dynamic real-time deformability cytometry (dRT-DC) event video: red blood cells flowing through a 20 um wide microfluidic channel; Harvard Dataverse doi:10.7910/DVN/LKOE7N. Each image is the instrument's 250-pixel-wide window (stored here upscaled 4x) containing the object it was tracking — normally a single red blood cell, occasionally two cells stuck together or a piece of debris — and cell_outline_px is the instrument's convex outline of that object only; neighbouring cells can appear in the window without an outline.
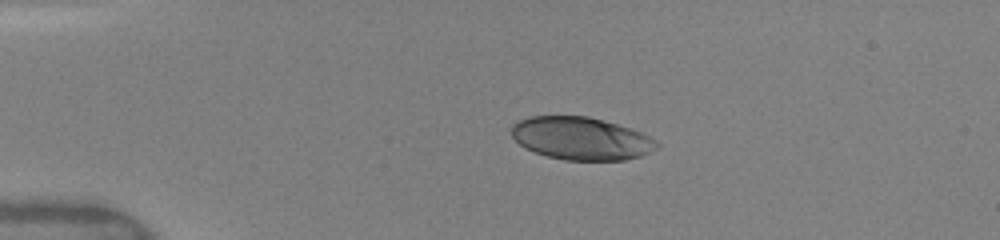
{"species": "human", "species_latin": "Homo sapiens", "temperature_condition": "warm", "stored_images_in_passage": 33, "camera_frame_rate_fps": 3000, "um_per_image_px": 0.085, "donor": {"sex": "female"}, "frame": {"image": 1, "passage_image": 1, "time_ms": 0.0, "image_size_px": [1000, 240], "cell_outline_px": [[660, 144], [656, 148], [640, 156], [624, 160], [564, 160], [548, 156], [524, 148], [512, 136], [512, 124], [528, 116], [588, 116], [632, 128], [656, 140]], "centroid_in_image_um": [49.39, 11.76], "position_along_channel_um": 35.6, "area_um2": 36.07}}
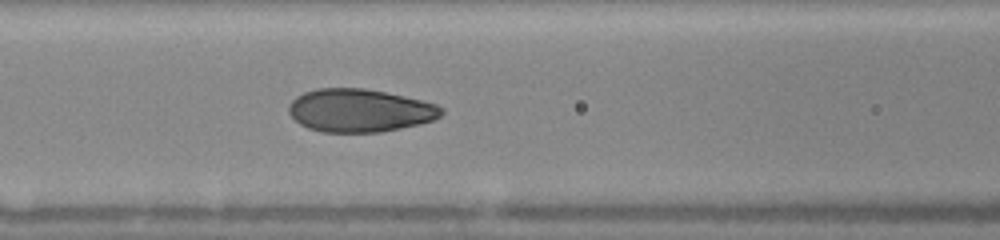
{"frame": {"image": 2, "passage_image": 10, "time_ms": 3.667, "image_size_px": [1000, 240], "cell_outline_px": [[444, 112], [440, 116], [432, 120], [420, 124], [380, 132], [320, 132], [308, 128], [300, 124], [288, 112], [288, 104], [296, 96], [304, 92], [316, 88], [364, 88], [424, 100], [436, 104], [444, 108]], "centroid_in_image_um": [30.57, 9.39], "position_along_channel_um": 136.0, "area_um2": 38.44}}
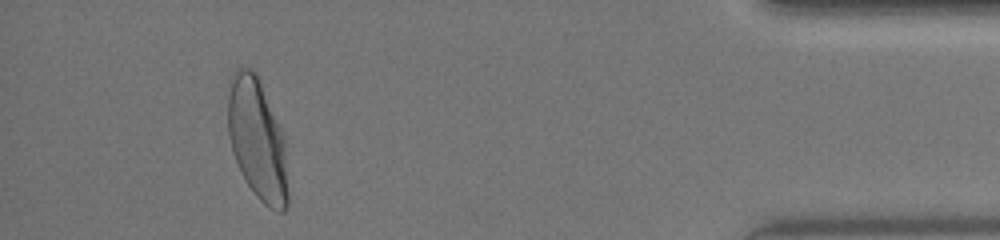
{"frame": {"image": 3, "passage_image": 31, "time_ms": 11.667, "image_size_px": [1000, 240], "cell_outline_px": [[288, 208], [284, 212], [280, 212], [268, 208], [256, 196], [248, 184], [232, 152], [228, 136], [228, 80], [232, 72], [236, 68], [252, 68], [256, 72], [284, 136], [288, 192]], "centroid_in_image_um": [21.86, 11.84], "position_along_channel_um": 413.3, "area_um2": 42.6}, "authors_computed_cell_mechanics": {"area_um2": 38.6682, "velocity_mm_per_s": 4.1144, "shape_relaxation_time_tau1_ms": 3.1715, "shape_relaxation_time_tau2_ms": null, "deformation_change_tau1": 0.1732, "deformation_change_tau2": null}}